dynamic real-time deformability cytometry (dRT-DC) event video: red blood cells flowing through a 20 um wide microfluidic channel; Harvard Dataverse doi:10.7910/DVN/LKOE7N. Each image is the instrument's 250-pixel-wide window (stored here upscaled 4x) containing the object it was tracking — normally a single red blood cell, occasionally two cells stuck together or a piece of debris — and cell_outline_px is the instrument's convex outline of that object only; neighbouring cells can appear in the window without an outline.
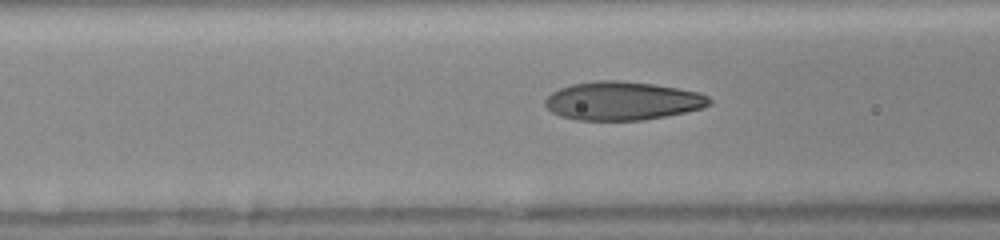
{"species": "human", "species_latin": "Homo sapiens", "temperature_condition": "room temperature", "stored_images_in_passage": 25, "camera_frame_rate_fps": 3000, "um_per_image_px": 0.085, "donor": {"sex": "female"}, "frame": {"image": 1, "passage_image": 6, "time_ms": 1.667, "image_size_px": [1000, 240], "cell_outline_px": [[712, 104], [704, 108], [664, 116], [640, 120], [576, 120], [560, 116], [552, 112], [544, 104], [544, 100], [552, 92], [560, 88], [572, 84], [596, 80], [620, 80], [652, 84], [676, 88], [696, 92], [708, 96], [712, 100]], "centroid_in_image_um": [52.89, 8.57], "position_along_channel_um": 113.7, "area_um2": 36.76}}
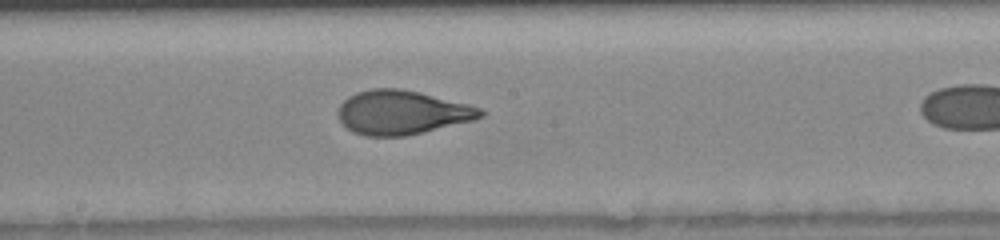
{"frame": {"image": 2, "passage_image": 13, "time_ms": 4.0, "image_size_px": [1000, 240], "cell_outline_px": [[484, 116], [472, 120], [424, 132], [404, 136], [364, 136], [352, 132], [340, 120], [336, 112], [340, 104], [348, 96], [356, 92], [372, 88], [400, 88], [420, 92], [468, 104], [480, 108], [484, 112]], "centroid_in_image_um": [34.13, 9.55], "position_along_channel_um": 214.1, "area_um2": 36.59}}
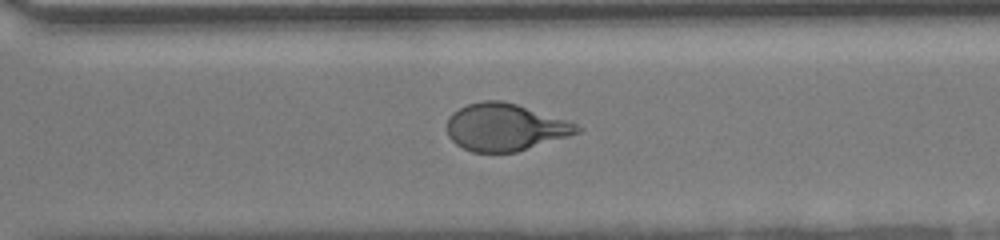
{"frame": {"image": 3, "passage_image": 21, "time_ms": 6.667, "image_size_px": [1000, 240], "cell_outline_px": [[584, 128], [580, 132], [568, 136], [516, 152], [472, 152], [456, 144], [448, 136], [448, 116], [452, 112], [468, 104], [484, 100], [500, 100], [516, 104], [568, 120]], "centroid_in_image_um": [42.94, 10.81], "position_along_channel_um": 327.7, "area_um2": 35.66}}